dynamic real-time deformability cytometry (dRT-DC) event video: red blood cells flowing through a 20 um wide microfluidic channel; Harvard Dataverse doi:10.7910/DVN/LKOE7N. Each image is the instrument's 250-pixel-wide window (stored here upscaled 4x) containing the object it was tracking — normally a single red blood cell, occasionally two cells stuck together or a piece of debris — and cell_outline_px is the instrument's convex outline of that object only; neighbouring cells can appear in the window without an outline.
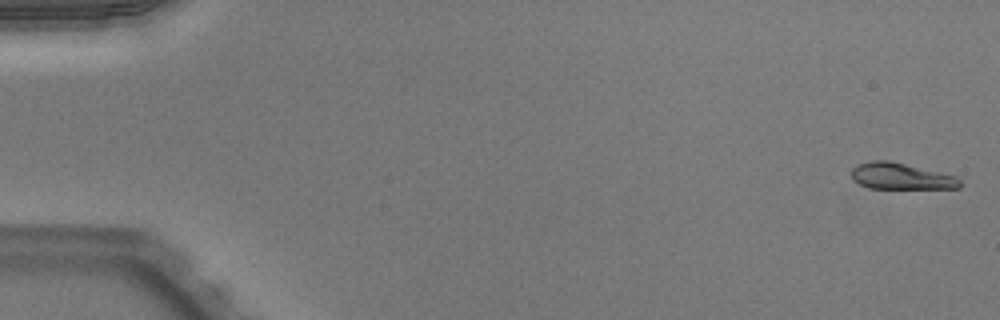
{"species": "Egyptian fruit bat (a non-hibernating species)", "species_latin": "Rousettus aegyptiacus", "temperature_condition": "warm", "stored_images_in_passage": 3, "camera_frame_rate_fps": 3000, "um_per_image_px": 0.085, "animal": {"sex": "male"}, "frame": {"image": 1, "passage_image": 3, "time_ms": 0.667, "image_size_px": [1000, 320], "cell_outline_px": [[960, 188], [868, 188], [852, 180], [852, 168], [860, 164], [872, 160], [888, 160], [956, 176], [960, 180]], "centroid_in_image_um": [76.56, 14.98], "position_along_channel_um": 8.4, "area_um2": 16.42}}